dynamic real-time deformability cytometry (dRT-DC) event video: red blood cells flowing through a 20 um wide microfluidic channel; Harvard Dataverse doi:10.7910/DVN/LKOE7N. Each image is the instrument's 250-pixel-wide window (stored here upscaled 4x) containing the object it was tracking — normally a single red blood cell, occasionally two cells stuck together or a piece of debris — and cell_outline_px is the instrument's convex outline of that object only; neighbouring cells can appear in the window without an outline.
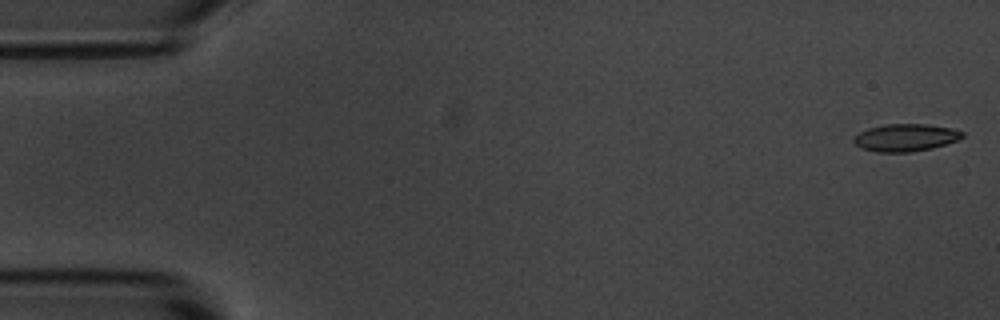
{"species": "common noctule bat (a hibernating species)", "species_latin": "Nyctalus noctula", "temperature_condition": "room temperature", "stored_images_in_passage": 5, "camera_frame_rate_fps": 3000, "um_per_image_px": 0.085, "animal": {"sex": "male", "body_mass_g": 20.1, "forearm_length_mm": 53.5}, "frame": {"image": 1, "passage_image": 1, "time_ms": 0.0, "image_size_px": [1000, 320], "cell_outline_px": [[964, 136], [956, 140], [932, 148], [912, 152], [876, 152], [860, 148], [852, 140], [860, 132], [868, 128], [884, 124], [928, 124], [952, 128], [964, 132]], "centroid_in_image_um": [76.96, 11.69], "position_along_channel_um": 8.0, "area_um2": 17.34}}
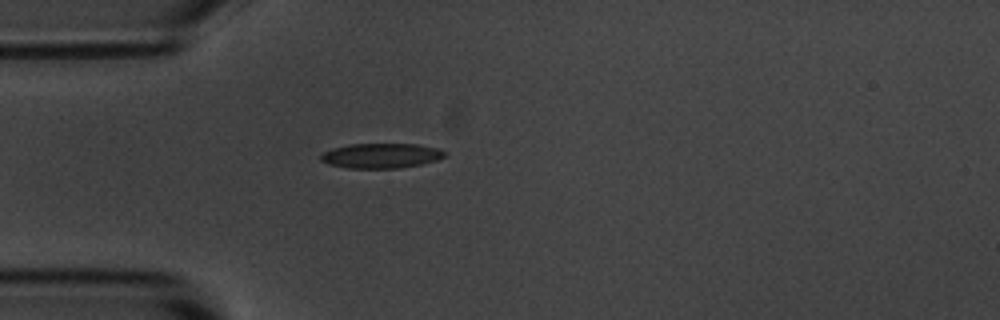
{"frame": {"image": 2, "passage_image": 5, "time_ms": 4.667, "image_size_px": [1000, 320], "cell_outline_px": [[444, 156], [436, 160], [420, 164], [400, 168], [348, 168], [328, 164], [320, 160], [320, 156], [324, 152], [332, 148], [348, 144], [416, 144], [440, 148], [444, 152]], "centroid_in_image_um": [32.36, 13.23], "position_along_channel_um": 52.6, "area_um2": 17.92}}